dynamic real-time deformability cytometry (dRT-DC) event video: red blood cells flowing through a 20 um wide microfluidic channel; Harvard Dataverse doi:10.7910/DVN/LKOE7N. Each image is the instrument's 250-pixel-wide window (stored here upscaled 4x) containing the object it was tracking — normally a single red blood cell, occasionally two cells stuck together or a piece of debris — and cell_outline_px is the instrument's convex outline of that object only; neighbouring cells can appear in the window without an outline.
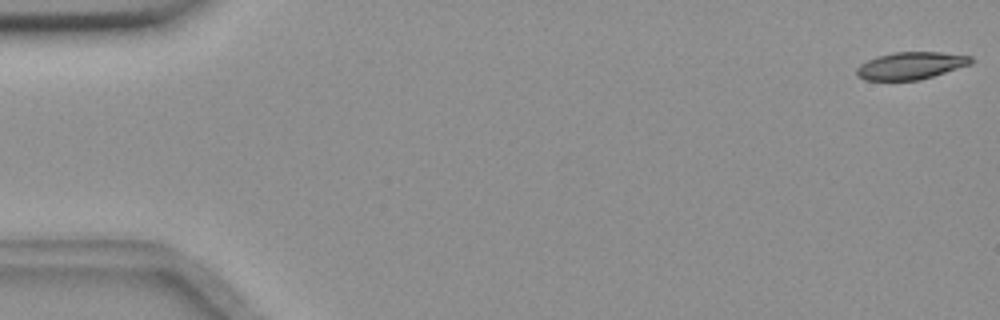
{"species": "common noctule bat (a hibernating species)", "species_latin": "Nyctalus noctula", "temperature_condition": "room temperature", "stored_images_in_passage": 56, "camera_frame_rate_fps": 3000, "um_per_image_px": 0.085, "animal": {"sex": "female", "body_mass_g": 18.4}, "frame": {"image": 1, "passage_image": 1, "time_ms": 0.0, "image_size_px": [1000, 320], "cell_outline_px": [[972, 64], [920, 80], [864, 80], [856, 76], [856, 68], [860, 64], [876, 56], [892, 52], [940, 52], [972, 56]], "centroid_in_image_um": [77.39, 5.58], "position_along_channel_um": 7.6, "area_um2": 18.32}}
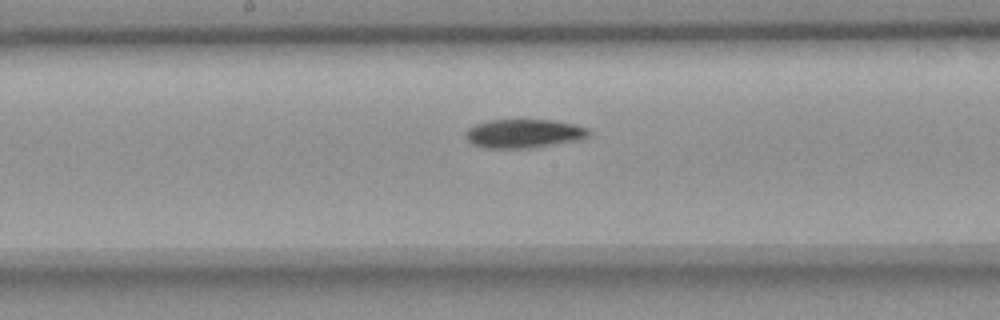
{"frame": {"image": 2, "passage_image": 29, "time_ms": 9.333, "image_size_px": [1000, 320], "cell_outline_px": [[592, 132], [588, 136], [576, 140], [528, 148], [484, 148], [468, 140], [464, 136], [464, 132], [468, 128], [476, 124], [488, 120], [552, 120], [572, 124], [588, 128]], "centroid_in_image_um": [44.49, 11.34], "position_along_channel_um": 203.7, "area_um2": 20.4}}
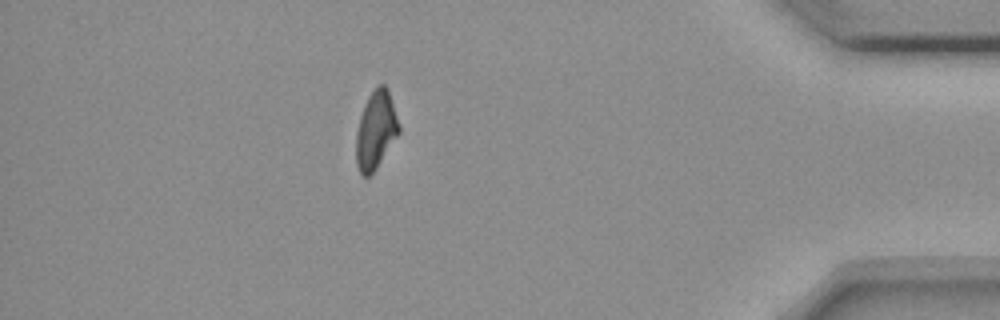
{"frame": {"image": 3, "passage_image": 49, "time_ms": 16.0, "image_size_px": [1000, 320], "cell_outline_px": [[400, 132], [376, 168], [368, 176], [360, 176], [356, 164], [356, 132], [360, 116], [364, 104], [368, 96], [376, 84], [384, 84], [388, 88], [400, 128]], "centroid_in_image_um": [31.93, 11.04], "position_along_channel_um": 403.3, "area_um2": 19.48}, "authors_computed_cell_mechanics": {"area_um2": 19.8254, "velocity_mm_per_s": 3.6556, "shape_relaxation_time_tau1_ms": 5.4312, "shape_relaxation_time_tau2_ms": null, "deformation_change_tau1": 0.1706, "deformation_change_tau2": null}}